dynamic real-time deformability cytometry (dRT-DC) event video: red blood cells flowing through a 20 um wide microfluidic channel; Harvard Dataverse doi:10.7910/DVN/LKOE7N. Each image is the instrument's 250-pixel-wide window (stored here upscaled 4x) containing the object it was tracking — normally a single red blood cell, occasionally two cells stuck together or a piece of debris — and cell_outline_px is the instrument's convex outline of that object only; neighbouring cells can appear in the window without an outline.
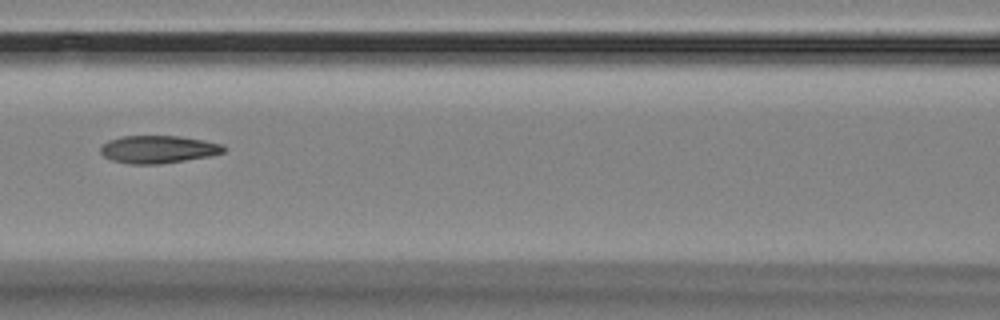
{"species": "Egyptian fruit bat (a non-hibernating species)", "species_latin": "Rousettus aegyptiacus", "temperature_condition": "room temperature", "stored_images_in_passage": 6, "camera_frame_rate_fps": 3000, "um_per_image_px": 0.085, "animal": {"sex": "female"}, "frame": {"image": 1, "passage_image": 4, "time_ms": 3.333, "image_size_px": [1000, 320], "cell_outline_px": [[224, 152], [208, 156], [160, 164], [128, 164], [112, 160], [104, 156], [100, 152], [100, 148], [108, 140], [124, 136], [180, 136], [204, 140], [224, 144]], "centroid_in_image_um": [13.44, 12.69], "position_along_channel_um": 153.2, "area_um2": 19.77}}
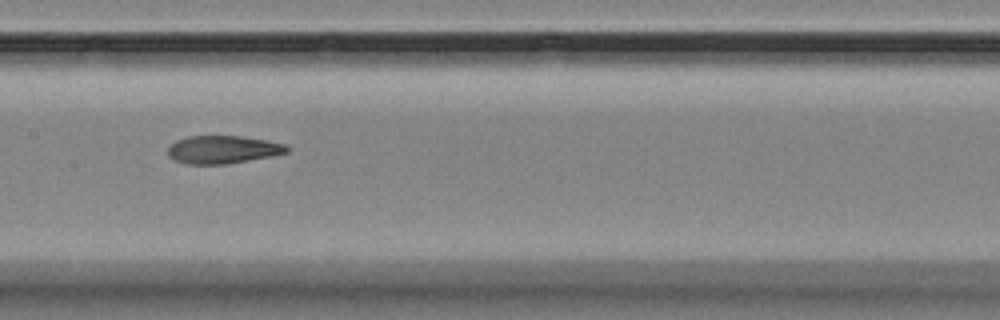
{"frame": {"image": 2, "passage_image": 5, "time_ms": 4.333, "image_size_px": [1000, 320], "cell_outline_px": [[288, 152], [272, 156], [224, 164], [188, 164], [176, 160], [168, 156], [168, 148], [176, 140], [188, 136], [240, 136], [264, 140], [284, 144], [288, 148]], "centroid_in_image_um": [18.91, 12.71], "position_along_channel_um": 188.5, "area_um2": 19.07}}
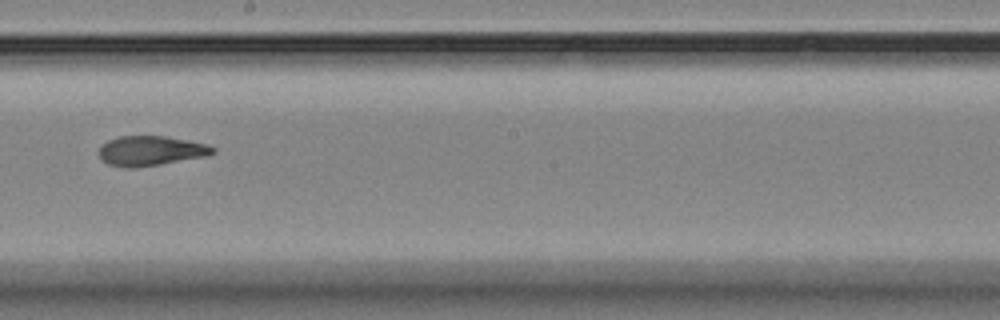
{"frame": {"image": 3, "passage_image": 6, "time_ms": 5.667, "image_size_px": [1000, 320], "cell_outline_px": [[216, 152], [204, 156], [160, 164], [128, 168], [124, 168], [108, 164], [100, 160], [96, 152], [100, 144], [108, 140], [120, 136], [168, 136], [188, 140], [204, 144], [216, 148]], "centroid_in_image_um": [12.72, 12.81], "position_along_channel_um": 235.5, "area_um2": 19.88}}